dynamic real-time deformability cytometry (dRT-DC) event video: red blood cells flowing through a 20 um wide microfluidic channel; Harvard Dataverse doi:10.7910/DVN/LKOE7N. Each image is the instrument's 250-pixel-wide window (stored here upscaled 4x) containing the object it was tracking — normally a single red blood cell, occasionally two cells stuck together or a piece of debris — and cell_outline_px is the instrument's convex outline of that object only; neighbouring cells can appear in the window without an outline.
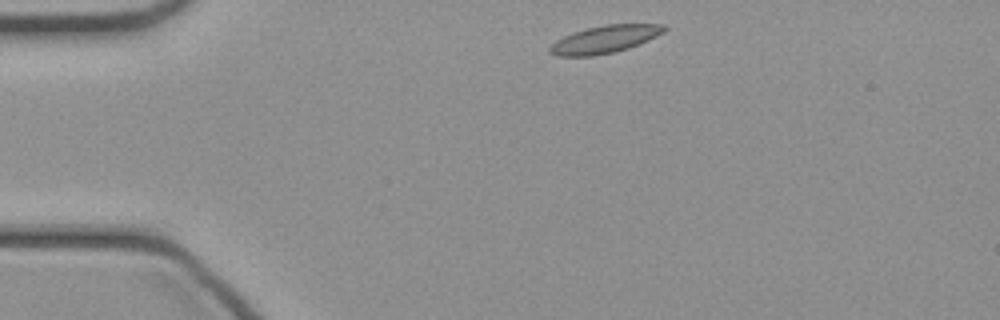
{"species": "common noctule bat (a hibernating species)", "species_latin": "Nyctalus noctula", "temperature_condition": "cold", "stored_images_in_passage": 39, "camera_frame_rate_fps": 3000, "um_per_image_px": 0.085, "animal": {"sex": "female", "body_mass_g": 21.9}, "frame": {"image": 1, "passage_image": 1, "time_ms": 0.0, "image_size_px": [1000, 320], "cell_outline_px": [[668, 28], [664, 32], [648, 40], [628, 48], [612, 52], [592, 56], [556, 56], [548, 52], [548, 48], [556, 40], [572, 32], [604, 24], [664, 24]], "centroid_in_image_um": [51.38, 3.33], "position_along_channel_um": 33.6, "area_um2": 18.32}}
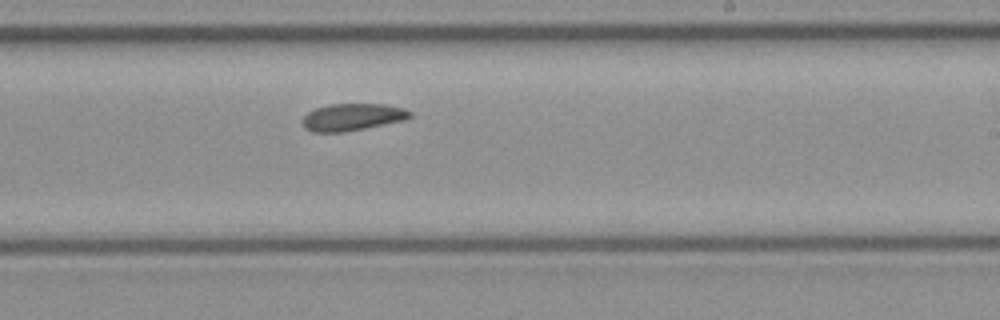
{"frame": {"image": 2, "passage_image": 20, "time_ms": 6.333, "image_size_px": [1000, 320], "cell_outline_px": [[412, 116], [404, 120], [344, 132], [312, 132], [304, 128], [300, 120], [308, 112], [316, 108], [328, 104], [384, 104], [404, 108], [412, 112]], "centroid_in_image_um": [29.92, 9.95], "position_along_channel_um": 259.1, "area_um2": 17.05}}
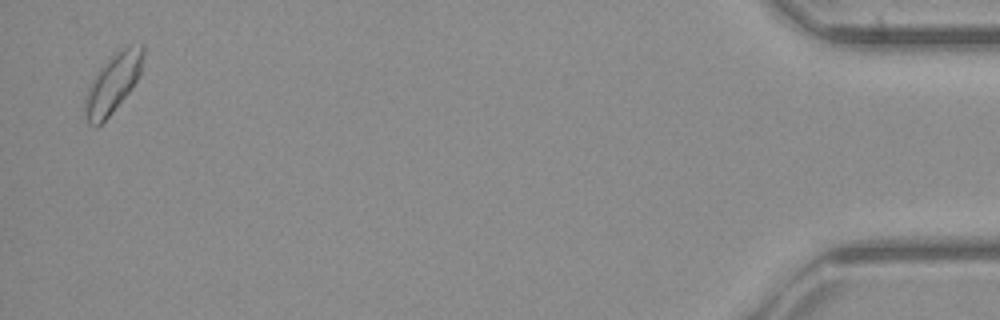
{"frame": {"image": 3, "passage_image": 38, "time_ms": 12.333, "image_size_px": [1000, 320], "cell_outline_px": [[144, 56], [140, 72], [132, 88], [112, 112], [96, 128], [92, 128], [84, 120], [84, 96], [92, 80], [100, 68], [124, 44], [144, 44]], "centroid_in_image_um": [9.57, 7.09], "position_along_channel_um": 425.6, "area_um2": 20.23}}